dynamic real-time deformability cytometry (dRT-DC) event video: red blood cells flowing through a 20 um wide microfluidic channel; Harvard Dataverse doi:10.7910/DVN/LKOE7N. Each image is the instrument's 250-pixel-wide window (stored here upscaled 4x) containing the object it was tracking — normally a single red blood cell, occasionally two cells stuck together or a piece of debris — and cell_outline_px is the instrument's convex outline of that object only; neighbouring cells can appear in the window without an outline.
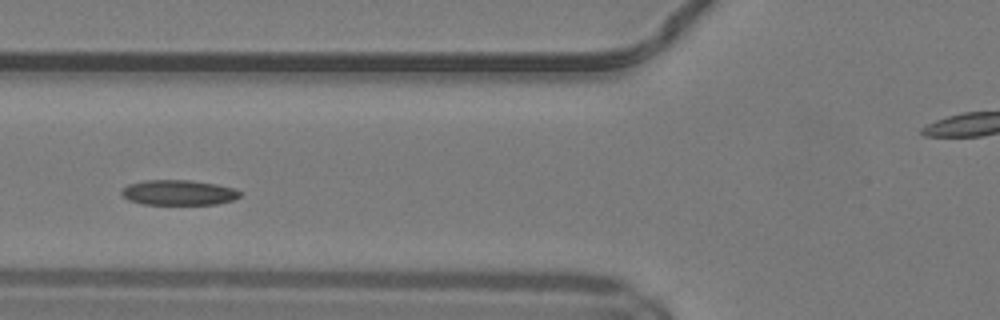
{"species": "common noctule bat (a hibernating species)", "species_latin": "Nyctalus noctula", "temperature_condition": "warm", "stored_images_in_passage": 35, "camera_frame_rate_fps": 3000, "um_per_image_px": 0.085, "animal": {"sex": "male", "body_mass_g": 19.2, "forearm_length_mm": 51.8}, "frame": {"image": 1, "passage_image": 6, "time_ms": 1.667, "image_size_px": [1000, 320], "cell_outline_px": [[240, 196], [236, 200], [216, 204], [144, 204], [128, 200], [120, 192], [128, 184], [144, 180], [192, 180], [216, 184], [236, 188], [240, 192]], "centroid_in_image_um": [15.21, 16.36], "position_along_channel_um": 110.6, "area_um2": 17.46}}
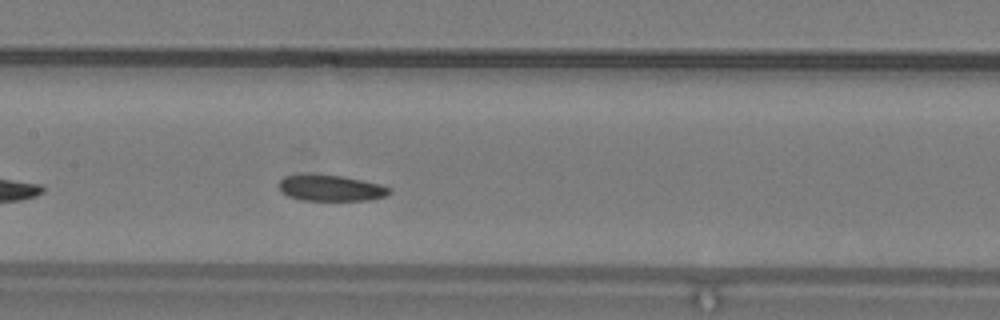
{"frame": {"image": 2, "passage_image": 11, "time_ms": 3.333, "image_size_px": [1000, 320], "cell_outline_px": [[392, 192], [384, 196], [368, 200], [300, 200], [288, 196], [280, 192], [276, 184], [284, 176], [304, 172], [344, 176], [380, 184], [392, 188]], "centroid_in_image_um": [28.03, 15.95], "position_along_channel_um": 179.4, "area_um2": 17.4}, "authors_computed_cell_mechanics": {"area_um2": 17.4556, "velocity_mm_per_s": 4.1104, "shape_relaxation_time_tau1_ms": null, "shape_relaxation_time_tau2_ms": 2.7307, "deformation_change_tau1": null, "deformation_change_tau2": 0.0843}}